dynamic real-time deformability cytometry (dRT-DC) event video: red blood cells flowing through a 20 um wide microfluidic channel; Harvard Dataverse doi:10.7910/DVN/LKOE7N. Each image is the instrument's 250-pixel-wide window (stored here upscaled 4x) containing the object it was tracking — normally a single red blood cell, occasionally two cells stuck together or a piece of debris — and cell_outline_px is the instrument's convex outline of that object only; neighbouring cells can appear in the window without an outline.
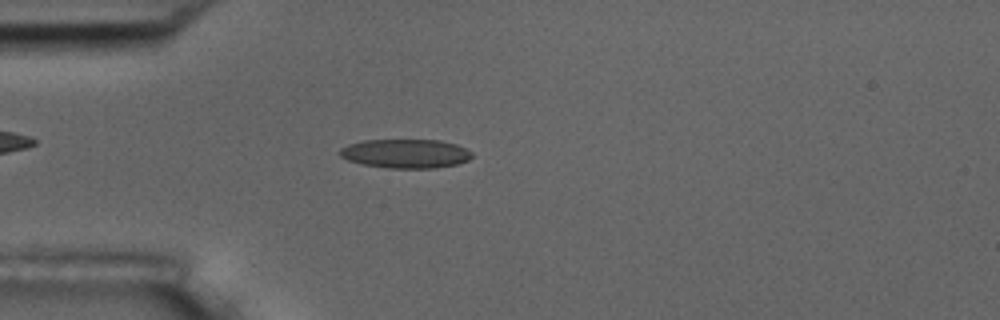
{"species": "common noctule bat (a hibernating species)", "species_latin": "Nyctalus noctula", "temperature_condition": "room temperature", "stored_images_in_passage": 6, "camera_frame_rate_fps": 3000, "um_per_image_px": 0.085, "animal": {"sex": "male", "body_mass_g": 17.5, "forearm_length_mm": 52.3}, "frame": {"image": 1, "passage_image": 4, "time_ms": 1.0, "image_size_px": [1000, 320], "cell_outline_px": [[472, 156], [468, 160], [456, 164], [436, 168], [388, 168], [360, 164], [348, 160], [340, 156], [340, 148], [348, 144], [364, 140], [440, 140], [456, 144], [472, 152]], "centroid_in_image_um": [34.46, 13.05], "position_along_channel_um": 50.5, "area_um2": 22.37}}